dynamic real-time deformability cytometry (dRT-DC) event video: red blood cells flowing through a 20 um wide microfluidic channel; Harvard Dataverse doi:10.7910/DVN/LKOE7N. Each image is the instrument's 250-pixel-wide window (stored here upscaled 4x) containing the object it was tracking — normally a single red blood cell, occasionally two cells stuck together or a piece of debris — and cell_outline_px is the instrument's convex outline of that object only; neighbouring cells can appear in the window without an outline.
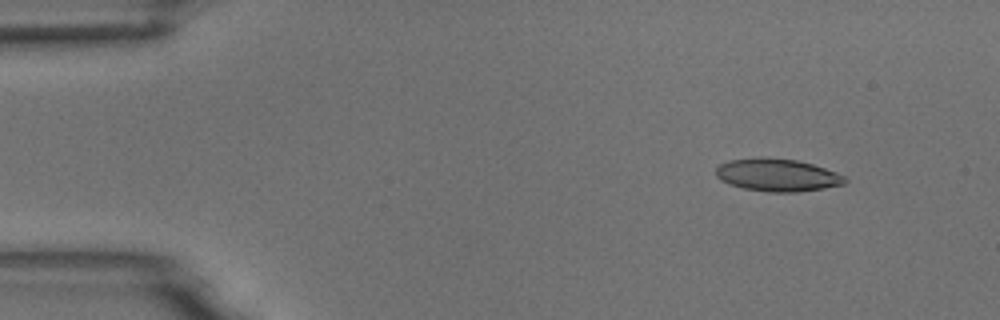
{"species": "common noctule bat (a hibernating species)", "species_latin": "Nyctalus noctula", "temperature_condition": "room temperature", "stored_images_in_passage": 4, "camera_frame_rate_fps": 3000, "um_per_image_px": 0.085, "animal": {"sex": "male", "body_mass_g": 18.8}, "frame": {"image": 1, "passage_image": 2, "time_ms": 0.333, "image_size_px": [1000, 320], "cell_outline_px": [[848, 180], [844, 184], [824, 188], [796, 192], [768, 192], [744, 188], [732, 184], [716, 176], [716, 168], [720, 164], [728, 160], [760, 156], [764, 156], [796, 160], [812, 164], [836, 172], [844, 176]], "centroid_in_image_um": [66.08, 14.86], "position_along_channel_um": 18.9, "area_um2": 24.51}}
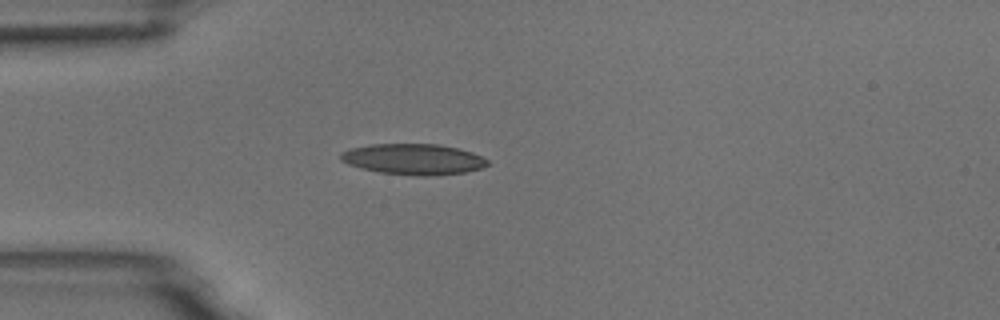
{"frame": {"image": 2, "passage_image": 4, "time_ms": 1.0, "image_size_px": [1000, 320], "cell_outline_px": [[492, 164], [480, 168], [464, 172], [432, 176], [416, 176], [380, 172], [360, 168], [348, 164], [340, 160], [340, 152], [352, 148], [372, 144], [440, 144], [472, 152], [488, 160]], "centroid_in_image_um": [35.14, 13.53], "position_along_channel_um": 49.9, "area_um2": 26.41}}